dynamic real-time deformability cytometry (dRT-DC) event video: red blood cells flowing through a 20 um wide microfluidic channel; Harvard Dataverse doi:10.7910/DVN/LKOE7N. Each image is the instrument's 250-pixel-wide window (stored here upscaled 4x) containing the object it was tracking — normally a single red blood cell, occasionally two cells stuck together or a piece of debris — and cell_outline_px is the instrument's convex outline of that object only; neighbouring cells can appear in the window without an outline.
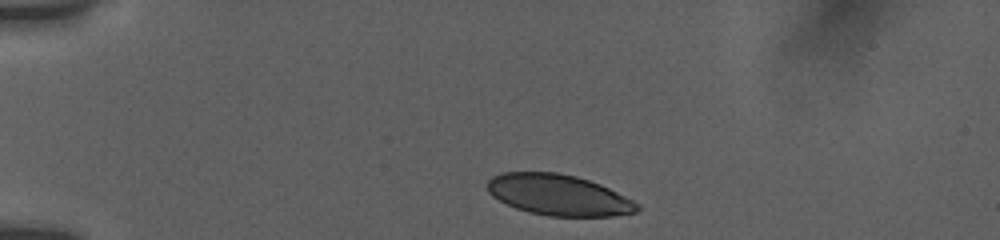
{"species": "human", "species_latin": "Homo sapiens", "temperature_condition": "room temperature", "stored_images_in_passage": 43, "camera_frame_rate_fps": 3000, "um_per_image_px": 0.085, "donor": {"sex": "female"}, "frame": {"image": 1, "passage_image": 1, "time_ms": 0.0, "image_size_px": [1000, 240], "cell_outline_px": [[636, 208], [632, 212], [604, 216], [560, 216], [536, 212], [520, 208], [496, 196], [488, 188], [488, 184], [496, 176], [512, 172], [548, 172], [572, 176], [596, 184], [620, 196]], "centroid_in_image_um": [47.41, 16.56], "position_along_channel_um": 37.6, "area_um2": 32.6}}
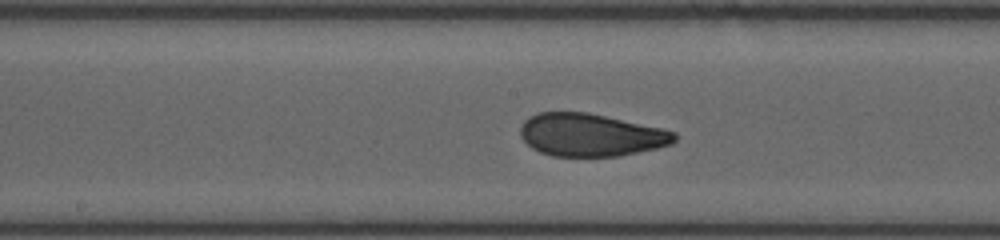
{"frame": {"image": 2, "passage_image": 18, "time_ms": 5.667, "image_size_px": [1000, 240], "cell_outline_px": [[672, 140], [664, 144], [604, 156], [564, 156], [548, 152], [536, 148], [524, 136], [524, 124], [528, 120], [536, 116], [548, 112], [576, 112], [616, 120], [672, 132]], "centroid_in_image_um": [50.11, 11.46], "position_along_channel_um": 198.1, "area_um2": 34.04}}
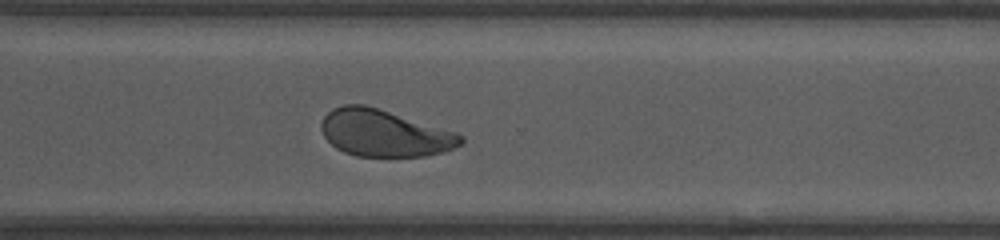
{"frame": {"image": 3, "passage_image": 29, "time_ms": 9.333, "image_size_px": [1000, 240], "cell_outline_px": [[460, 140], [456, 144], [448, 148], [432, 152], [412, 156], [364, 156], [348, 152], [340, 148], [328, 140], [324, 132], [324, 120], [336, 108], [372, 108], [460, 136]], "centroid_in_image_um": [32.58, 11.38], "position_along_channel_um": 338.0, "area_um2": 33.58}, "authors_computed_cell_mechanics": {"area_um2": 33.6396, "velocity_mm_per_s": 3.8381, "shape_relaxation_time_tau1_ms": 6.2266, "shape_relaxation_time_tau2_ms": 1.0876, "deformation_change_tau1": 0.2138, "deformation_change_tau2": 0.0621}}